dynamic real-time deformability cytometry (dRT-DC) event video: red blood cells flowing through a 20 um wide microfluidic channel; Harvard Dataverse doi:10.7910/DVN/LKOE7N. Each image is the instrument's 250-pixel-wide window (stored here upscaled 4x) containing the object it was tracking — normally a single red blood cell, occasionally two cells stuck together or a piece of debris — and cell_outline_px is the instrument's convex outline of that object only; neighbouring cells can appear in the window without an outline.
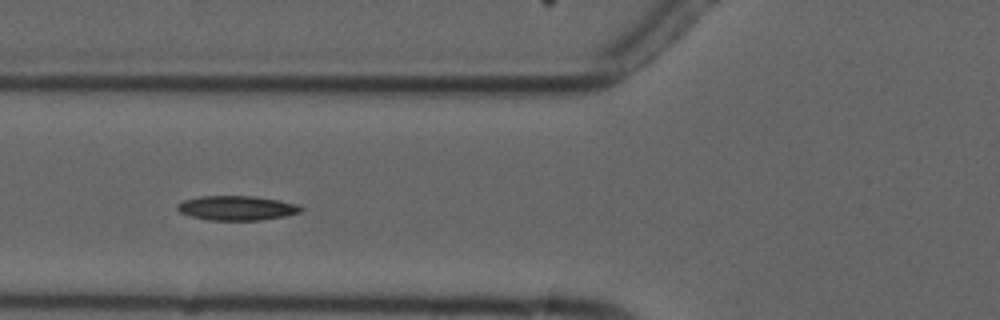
{"species": "common noctule bat (a hibernating species)", "species_latin": "Nyctalus noctula", "temperature_condition": "cold", "stored_images_in_passage": 8, "camera_frame_rate_fps": 3000, "um_per_image_px": 0.085, "animal": {"sex": "male", "forearm_length_mm": 52.5}, "frame": {"image": 1, "passage_image": 5, "time_ms": 4.333, "image_size_px": [1000, 320], "cell_outline_px": [[304, 208], [300, 212], [284, 216], [260, 220], [208, 220], [192, 216], [180, 212], [176, 208], [176, 204], [184, 200], [200, 196], [256, 196], [280, 200], [296, 204]], "centroid_in_image_um": [20.12, 17.67], "position_along_channel_um": 105.7, "area_um2": 17.63}}
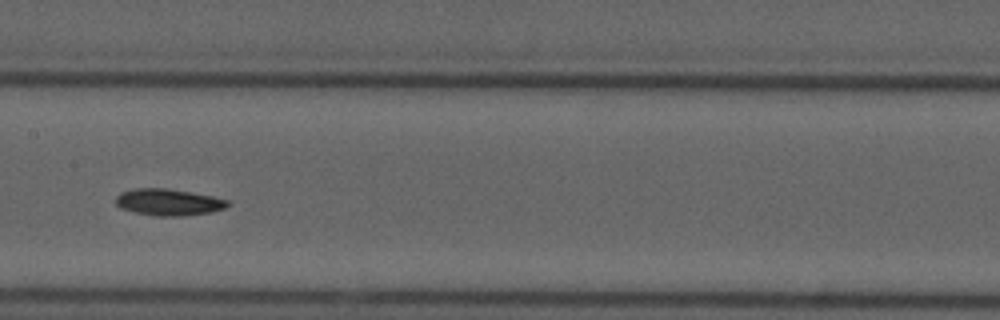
{"frame": {"image": 2, "passage_image": 7, "time_ms": 6.667, "image_size_px": [1000, 320], "cell_outline_px": [[232, 204], [224, 208], [212, 212], [184, 216], [156, 216], [136, 212], [120, 208], [116, 204], [116, 196], [120, 192], [132, 188], [168, 188], [192, 192], [212, 196], [228, 200]], "centroid_in_image_um": [14.33, 17.18], "position_along_channel_um": 193.1, "area_um2": 17.57}}
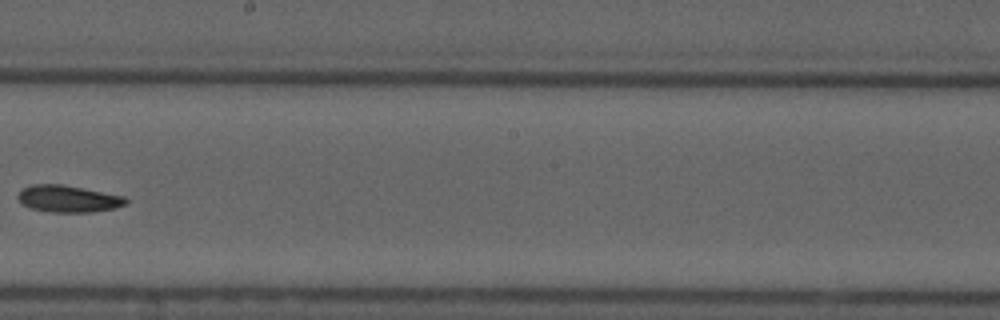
{"frame": {"image": 3, "passage_image": 8, "time_ms": 8.0, "image_size_px": [1000, 320], "cell_outline_px": [[128, 204], [116, 208], [92, 212], [52, 212], [32, 208], [20, 204], [16, 196], [24, 188], [32, 184], [60, 184], [124, 196], [128, 200]], "centroid_in_image_um": [5.8, 16.9], "position_along_channel_um": 242.4, "area_um2": 16.88}}